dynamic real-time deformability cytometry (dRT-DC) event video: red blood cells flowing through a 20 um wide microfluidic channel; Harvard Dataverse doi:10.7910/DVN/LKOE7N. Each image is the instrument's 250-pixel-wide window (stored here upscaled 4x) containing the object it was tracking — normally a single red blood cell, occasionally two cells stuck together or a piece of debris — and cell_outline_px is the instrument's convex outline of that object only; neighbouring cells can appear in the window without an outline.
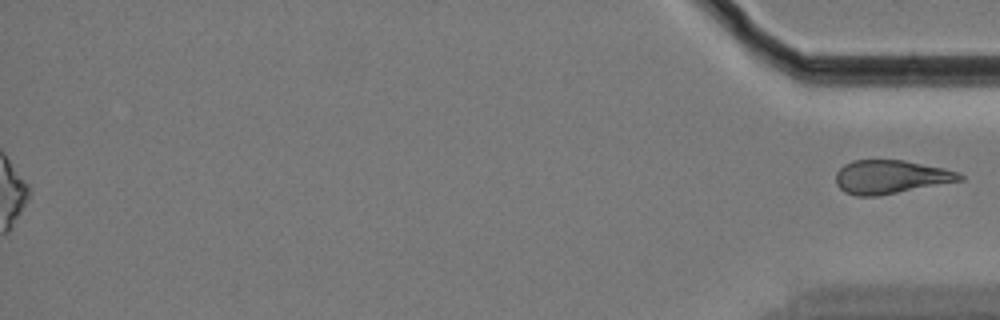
{"species": "Egyptian fruit bat (a non-hibernating species)", "species_latin": "Rousettus aegyptiacus", "temperature_condition": "cold", "stored_images_in_passage": 42, "segment_of_instrument_passage": [2, 2], "camera_frame_rate_fps": 3000, "um_per_image_px": 0.085, "animal": {"sex": "female"}, "frame": {"image": 1, "passage_image": 42, "time_ms": 13.667, "image_size_px": [1000, 320], "cell_outline_px": [[964, 180], [876, 196], [856, 196], [844, 192], [836, 184], [836, 172], [844, 164], [852, 160], [904, 160], [944, 168], [960, 172], [964, 176]], "centroid_in_image_um": [75.71, 15.03], "position_along_channel_um": 359.5, "area_um2": 24.28}}